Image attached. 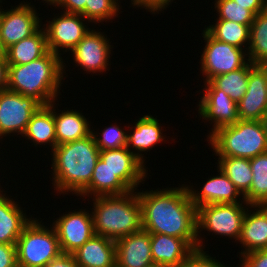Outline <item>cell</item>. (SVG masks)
<instances>
[{
	"label": "cell",
	"instance_id": "6da1fadb",
	"mask_svg": "<svg viewBox=\"0 0 267 267\" xmlns=\"http://www.w3.org/2000/svg\"><path fill=\"white\" fill-rule=\"evenodd\" d=\"M138 199L142 209V227L149 233L166 234L197 245V208L185 184L156 190H142Z\"/></svg>",
	"mask_w": 267,
	"mask_h": 267
},
{
	"label": "cell",
	"instance_id": "7a4b0ae2",
	"mask_svg": "<svg viewBox=\"0 0 267 267\" xmlns=\"http://www.w3.org/2000/svg\"><path fill=\"white\" fill-rule=\"evenodd\" d=\"M54 192L78 196L90 183L100 158L93 136L57 145L50 153Z\"/></svg>",
	"mask_w": 267,
	"mask_h": 267
},
{
	"label": "cell",
	"instance_id": "3957f363",
	"mask_svg": "<svg viewBox=\"0 0 267 267\" xmlns=\"http://www.w3.org/2000/svg\"><path fill=\"white\" fill-rule=\"evenodd\" d=\"M63 60L59 55L48 51L41 58L27 64L8 65L7 89L32 97L42 106L57 101L64 77L68 76L65 70L68 66Z\"/></svg>",
	"mask_w": 267,
	"mask_h": 267
},
{
	"label": "cell",
	"instance_id": "277c9868",
	"mask_svg": "<svg viewBox=\"0 0 267 267\" xmlns=\"http://www.w3.org/2000/svg\"><path fill=\"white\" fill-rule=\"evenodd\" d=\"M90 199L93 203L91 214L95 235L116 241L143 229L137 190L122 195L97 196Z\"/></svg>",
	"mask_w": 267,
	"mask_h": 267
},
{
	"label": "cell",
	"instance_id": "5b68a950",
	"mask_svg": "<svg viewBox=\"0 0 267 267\" xmlns=\"http://www.w3.org/2000/svg\"><path fill=\"white\" fill-rule=\"evenodd\" d=\"M206 140L217 157L251 159L267 152V135L260 121L238 120L217 129Z\"/></svg>",
	"mask_w": 267,
	"mask_h": 267
},
{
	"label": "cell",
	"instance_id": "8992f818",
	"mask_svg": "<svg viewBox=\"0 0 267 267\" xmlns=\"http://www.w3.org/2000/svg\"><path fill=\"white\" fill-rule=\"evenodd\" d=\"M15 245L18 267H46L62 254L55 229L37 218L24 227Z\"/></svg>",
	"mask_w": 267,
	"mask_h": 267
},
{
	"label": "cell",
	"instance_id": "52a82bcc",
	"mask_svg": "<svg viewBox=\"0 0 267 267\" xmlns=\"http://www.w3.org/2000/svg\"><path fill=\"white\" fill-rule=\"evenodd\" d=\"M247 203L208 204L197 208V245L199 250H206L201 233L239 240ZM204 231V232H202ZM228 237V238H227Z\"/></svg>",
	"mask_w": 267,
	"mask_h": 267
},
{
	"label": "cell",
	"instance_id": "ba28073f",
	"mask_svg": "<svg viewBox=\"0 0 267 267\" xmlns=\"http://www.w3.org/2000/svg\"><path fill=\"white\" fill-rule=\"evenodd\" d=\"M205 46L200 58V72L204 82L213 77L244 67L248 62L247 51L213 38L206 30L202 31Z\"/></svg>",
	"mask_w": 267,
	"mask_h": 267
},
{
	"label": "cell",
	"instance_id": "9c48e42d",
	"mask_svg": "<svg viewBox=\"0 0 267 267\" xmlns=\"http://www.w3.org/2000/svg\"><path fill=\"white\" fill-rule=\"evenodd\" d=\"M56 15L57 13L51 21L46 20L47 23L42 26L46 33L48 50L62 57L61 55L69 53L91 28L88 26L90 22L81 14L61 11Z\"/></svg>",
	"mask_w": 267,
	"mask_h": 267
},
{
	"label": "cell",
	"instance_id": "30bf717a",
	"mask_svg": "<svg viewBox=\"0 0 267 267\" xmlns=\"http://www.w3.org/2000/svg\"><path fill=\"white\" fill-rule=\"evenodd\" d=\"M42 105L32 97H25L9 89L0 92V143L3 138L22 136L32 115Z\"/></svg>",
	"mask_w": 267,
	"mask_h": 267
},
{
	"label": "cell",
	"instance_id": "8fae6325",
	"mask_svg": "<svg viewBox=\"0 0 267 267\" xmlns=\"http://www.w3.org/2000/svg\"><path fill=\"white\" fill-rule=\"evenodd\" d=\"M23 2L11 8L6 7L5 10L0 5V32L5 49L30 37L43 24V19L39 17L41 15L37 13L35 6L31 5V2Z\"/></svg>",
	"mask_w": 267,
	"mask_h": 267
},
{
	"label": "cell",
	"instance_id": "7c38bea8",
	"mask_svg": "<svg viewBox=\"0 0 267 267\" xmlns=\"http://www.w3.org/2000/svg\"><path fill=\"white\" fill-rule=\"evenodd\" d=\"M103 31L95 30L93 28L85 35V37L79 41V43L69 52L73 63L76 67L80 66V69L86 71V74L91 72L102 74L110 70L111 63L110 55H112V49L110 39ZM108 37V38H107Z\"/></svg>",
	"mask_w": 267,
	"mask_h": 267
},
{
	"label": "cell",
	"instance_id": "4fadbf2b",
	"mask_svg": "<svg viewBox=\"0 0 267 267\" xmlns=\"http://www.w3.org/2000/svg\"><path fill=\"white\" fill-rule=\"evenodd\" d=\"M203 91L199 92L203 95L199 100L198 118L203 119L204 123L209 122L212 125L207 138L217 129L232 125L238 119V107L229 95L223 90L217 89L210 81L203 82ZM204 93V94H203Z\"/></svg>",
	"mask_w": 267,
	"mask_h": 267
},
{
	"label": "cell",
	"instance_id": "5bb4252c",
	"mask_svg": "<svg viewBox=\"0 0 267 267\" xmlns=\"http://www.w3.org/2000/svg\"><path fill=\"white\" fill-rule=\"evenodd\" d=\"M55 219L51 225L58 236L62 254H72L95 235L92 214L86 208L66 211Z\"/></svg>",
	"mask_w": 267,
	"mask_h": 267
},
{
	"label": "cell",
	"instance_id": "9a60e30c",
	"mask_svg": "<svg viewBox=\"0 0 267 267\" xmlns=\"http://www.w3.org/2000/svg\"><path fill=\"white\" fill-rule=\"evenodd\" d=\"M237 107L239 120L259 121L267 111V65L249 70L247 91Z\"/></svg>",
	"mask_w": 267,
	"mask_h": 267
},
{
	"label": "cell",
	"instance_id": "2e32d148",
	"mask_svg": "<svg viewBox=\"0 0 267 267\" xmlns=\"http://www.w3.org/2000/svg\"><path fill=\"white\" fill-rule=\"evenodd\" d=\"M217 172L219 174L208 177L207 181L202 184L203 187L197 190L191 184L185 185L196 208L208 204L247 203L229 178L218 168Z\"/></svg>",
	"mask_w": 267,
	"mask_h": 267
},
{
	"label": "cell",
	"instance_id": "e0dca14e",
	"mask_svg": "<svg viewBox=\"0 0 267 267\" xmlns=\"http://www.w3.org/2000/svg\"><path fill=\"white\" fill-rule=\"evenodd\" d=\"M100 159L131 190H138L148 177L145 163L141 162L127 147L100 151ZM141 183V184H140Z\"/></svg>",
	"mask_w": 267,
	"mask_h": 267
},
{
	"label": "cell",
	"instance_id": "ac0fdd59",
	"mask_svg": "<svg viewBox=\"0 0 267 267\" xmlns=\"http://www.w3.org/2000/svg\"><path fill=\"white\" fill-rule=\"evenodd\" d=\"M134 125H127L128 128L127 137V149L132 152L141 162L146 163V157L144 154L153 150L155 145L162 142H166V135L163 134L164 128L159 120L153 117L151 114L143 115L139 117ZM132 128H131V127ZM163 128V129H162ZM165 139V140H164ZM132 148V149H131ZM144 153V154H142Z\"/></svg>",
	"mask_w": 267,
	"mask_h": 267
},
{
	"label": "cell",
	"instance_id": "d6986e66",
	"mask_svg": "<svg viewBox=\"0 0 267 267\" xmlns=\"http://www.w3.org/2000/svg\"><path fill=\"white\" fill-rule=\"evenodd\" d=\"M116 267H146L153 263L150 233L144 229L115 241Z\"/></svg>",
	"mask_w": 267,
	"mask_h": 267
},
{
	"label": "cell",
	"instance_id": "ffe728a7",
	"mask_svg": "<svg viewBox=\"0 0 267 267\" xmlns=\"http://www.w3.org/2000/svg\"><path fill=\"white\" fill-rule=\"evenodd\" d=\"M238 243L244 248L239 252V257L267 249V205H248Z\"/></svg>",
	"mask_w": 267,
	"mask_h": 267
},
{
	"label": "cell",
	"instance_id": "44dd1931",
	"mask_svg": "<svg viewBox=\"0 0 267 267\" xmlns=\"http://www.w3.org/2000/svg\"><path fill=\"white\" fill-rule=\"evenodd\" d=\"M2 188L0 183V243L16 244L24 227L32 220V215L31 218L28 217L24 213L25 207L22 208L19 202L11 198L12 195H7L8 191Z\"/></svg>",
	"mask_w": 267,
	"mask_h": 267
},
{
	"label": "cell",
	"instance_id": "7402d4cb",
	"mask_svg": "<svg viewBox=\"0 0 267 267\" xmlns=\"http://www.w3.org/2000/svg\"><path fill=\"white\" fill-rule=\"evenodd\" d=\"M153 263L178 267L195 249L184 239L166 234L150 233Z\"/></svg>",
	"mask_w": 267,
	"mask_h": 267
},
{
	"label": "cell",
	"instance_id": "603a6c76",
	"mask_svg": "<svg viewBox=\"0 0 267 267\" xmlns=\"http://www.w3.org/2000/svg\"><path fill=\"white\" fill-rule=\"evenodd\" d=\"M79 267H116L115 241L94 235L72 253Z\"/></svg>",
	"mask_w": 267,
	"mask_h": 267
},
{
	"label": "cell",
	"instance_id": "cb8c5ba5",
	"mask_svg": "<svg viewBox=\"0 0 267 267\" xmlns=\"http://www.w3.org/2000/svg\"><path fill=\"white\" fill-rule=\"evenodd\" d=\"M53 102V116L56 128V146L85 138L91 134V121L83 115L82 111L69 109L59 110V105ZM61 111V112H60Z\"/></svg>",
	"mask_w": 267,
	"mask_h": 267
},
{
	"label": "cell",
	"instance_id": "d4e9b609",
	"mask_svg": "<svg viewBox=\"0 0 267 267\" xmlns=\"http://www.w3.org/2000/svg\"><path fill=\"white\" fill-rule=\"evenodd\" d=\"M21 137L29 140L34 147H50L51 152L56 147V128L53 116V102L41 106L31 117L26 130ZM41 145V146H40Z\"/></svg>",
	"mask_w": 267,
	"mask_h": 267
},
{
	"label": "cell",
	"instance_id": "484cf974",
	"mask_svg": "<svg viewBox=\"0 0 267 267\" xmlns=\"http://www.w3.org/2000/svg\"><path fill=\"white\" fill-rule=\"evenodd\" d=\"M130 191L131 189L99 158L89 185L77 197L89 200L92 196L122 195Z\"/></svg>",
	"mask_w": 267,
	"mask_h": 267
},
{
	"label": "cell",
	"instance_id": "4316f807",
	"mask_svg": "<svg viewBox=\"0 0 267 267\" xmlns=\"http://www.w3.org/2000/svg\"><path fill=\"white\" fill-rule=\"evenodd\" d=\"M48 51L46 33L41 26L30 37L8 47L5 58L8 65H23L41 58Z\"/></svg>",
	"mask_w": 267,
	"mask_h": 267
},
{
	"label": "cell",
	"instance_id": "83f0119b",
	"mask_svg": "<svg viewBox=\"0 0 267 267\" xmlns=\"http://www.w3.org/2000/svg\"><path fill=\"white\" fill-rule=\"evenodd\" d=\"M217 167L235 185L242 197L249 191L253 179L248 158L218 157Z\"/></svg>",
	"mask_w": 267,
	"mask_h": 267
},
{
	"label": "cell",
	"instance_id": "f1b7e54d",
	"mask_svg": "<svg viewBox=\"0 0 267 267\" xmlns=\"http://www.w3.org/2000/svg\"><path fill=\"white\" fill-rule=\"evenodd\" d=\"M214 22L207 27L205 25L204 28L213 38L237 48L248 50L251 25L238 24L227 20H215Z\"/></svg>",
	"mask_w": 267,
	"mask_h": 267
},
{
	"label": "cell",
	"instance_id": "f546056e",
	"mask_svg": "<svg viewBox=\"0 0 267 267\" xmlns=\"http://www.w3.org/2000/svg\"><path fill=\"white\" fill-rule=\"evenodd\" d=\"M247 55L254 65H267V8L255 15L250 26Z\"/></svg>",
	"mask_w": 267,
	"mask_h": 267
},
{
	"label": "cell",
	"instance_id": "4dcf8cb0",
	"mask_svg": "<svg viewBox=\"0 0 267 267\" xmlns=\"http://www.w3.org/2000/svg\"><path fill=\"white\" fill-rule=\"evenodd\" d=\"M253 179L243 196L248 205H267V152L249 159Z\"/></svg>",
	"mask_w": 267,
	"mask_h": 267
},
{
	"label": "cell",
	"instance_id": "1f68e13d",
	"mask_svg": "<svg viewBox=\"0 0 267 267\" xmlns=\"http://www.w3.org/2000/svg\"><path fill=\"white\" fill-rule=\"evenodd\" d=\"M254 66L250 61L242 68L213 77L210 82L223 90L231 99L238 103L247 91L249 70Z\"/></svg>",
	"mask_w": 267,
	"mask_h": 267
},
{
	"label": "cell",
	"instance_id": "d6a6232c",
	"mask_svg": "<svg viewBox=\"0 0 267 267\" xmlns=\"http://www.w3.org/2000/svg\"><path fill=\"white\" fill-rule=\"evenodd\" d=\"M84 18L87 19L92 25L97 23L104 24L103 22H113L121 13L120 0H85Z\"/></svg>",
	"mask_w": 267,
	"mask_h": 267
},
{
	"label": "cell",
	"instance_id": "836d02e7",
	"mask_svg": "<svg viewBox=\"0 0 267 267\" xmlns=\"http://www.w3.org/2000/svg\"><path fill=\"white\" fill-rule=\"evenodd\" d=\"M124 127L111 124L109 127H105L103 130H100L101 133L94 131L93 126L91 129V135L94 138V141L99 148V151L102 150H113L120 149L127 146V137L128 131Z\"/></svg>",
	"mask_w": 267,
	"mask_h": 267
},
{
	"label": "cell",
	"instance_id": "e575fe53",
	"mask_svg": "<svg viewBox=\"0 0 267 267\" xmlns=\"http://www.w3.org/2000/svg\"><path fill=\"white\" fill-rule=\"evenodd\" d=\"M215 13L218 15L214 20L233 21L238 24L251 25L255 19V14L243 6L237 4L234 0H215Z\"/></svg>",
	"mask_w": 267,
	"mask_h": 267
},
{
	"label": "cell",
	"instance_id": "d590c367",
	"mask_svg": "<svg viewBox=\"0 0 267 267\" xmlns=\"http://www.w3.org/2000/svg\"><path fill=\"white\" fill-rule=\"evenodd\" d=\"M209 251L196 249L185 261L178 267H232L221 263L216 257H212ZM234 267V266H233Z\"/></svg>",
	"mask_w": 267,
	"mask_h": 267
},
{
	"label": "cell",
	"instance_id": "8d00e7d4",
	"mask_svg": "<svg viewBox=\"0 0 267 267\" xmlns=\"http://www.w3.org/2000/svg\"><path fill=\"white\" fill-rule=\"evenodd\" d=\"M238 258L241 262L238 267H267V249L256 250Z\"/></svg>",
	"mask_w": 267,
	"mask_h": 267
},
{
	"label": "cell",
	"instance_id": "74e56055",
	"mask_svg": "<svg viewBox=\"0 0 267 267\" xmlns=\"http://www.w3.org/2000/svg\"><path fill=\"white\" fill-rule=\"evenodd\" d=\"M173 1L175 0H131L130 7L145 9L148 12H152V14L156 15L157 13L160 14L161 11L167 9ZM160 11V13H159Z\"/></svg>",
	"mask_w": 267,
	"mask_h": 267
},
{
	"label": "cell",
	"instance_id": "f35d334b",
	"mask_svg": "<svg viewBox=\"0 0 267 267\" xmlns=\"http://www.w3.org/2000/svg\"><path fill=\"white\" fill-rule=\"evenodd\" d=\"M85 0H55L51 5L65 13L81 14L84 17Z\"/></svg>",
	"mask_w": 267,
	"mask_h": 267
},
{
	"label": "cell",
	"instance_id": "ab89813d",
	"mask_svg": "<svg viewBox=\"0 0 267 267\" xmlns=\"http://www.w3.org/2000/svg\"><path fill=\"white\" fill-rule=\"evenodd\" d=\"M0 267H18L15 244L0 243Z\"/></svg>",
	"mask_w": 267,
	"mask_h": 267
},
{
	"label": "cell",
	"instance_id": "60d3db41",
	"mask_svg": "<svg viewBox=\"0 0 267 267\" xmlns=\"http://www.w3.org/2000/svg\"><path fill=\"white\" fill-rule=\"evenodd\" d=\"M237 4L251 10L255 15L267 8V0H234Z\"/></svg>",
	"mask_w": 267,
	"mask_h": 267
},
{
	"label": "cell",
	"instance_id": "b9f144b4",
	"mask_svg": "<svg viewBox=\"0 0 267 267\" xmlns=\"http://www.w3.org/2000/svg\"><path fill=\"white\" fill-rule=\"evenodd\" d=\"M46 267H79L72 254H61L52 260Z\"/></svg>",
	"mask_w": 267,
	"mask_h": 267
},
{
	"label": "cell",
	"instance_id": "7bdbcfd3",
	"mask_svg": "<svg viewBox=\"0 0 267 267\" xmlns=\"http://www.w3.org/2000/svg\"><path fill=\"white\" fill-rule=\"evenodd\" d=\"M8 87V63L5 57H0V92Z\"/></svg>",
	"mask_w": 267,
	"mask_h": 267
},
{
	"label": "cell",
	"instance_id": "ee69618b",
	"mask_svg": "<svg viewBox=\"0 0 267 267\" xmlns=\"http://www.w3.org/2000/svg\"><path fill=\"white\" fill-rule=\"evenodd\" d=\"M259 121L264 129V132L267 135V111L263 114V116L261 117Z\"/></svg>",
	"mask_w": 267,
	"mask_h": 267
},
{
	"label": "cell",
	"instance_id": "f6af8a7d",
	"mask_svg": "<svg viewBox=\"0 0 267 267\" xmlns=\"http://www.w3.org/2000/svg\"><path fill=\"white\" fill-rule=\"evenodd\" d=\"M6 49L3 46L2 39H1V32H0V57H5Z\"/></svg>",
	"mask_w": 267,
	"mask_h": 267
},
{
	"label": "cell",
	"instance_id": "bcb514c9",
	"mask_svg": "<svg viewBox=\"0 0 267 267\" xmlns=\"http://www.w3.org/2000/svg\"><path fill=\"white\" fill-rule=\"evenodd\" d=\"M44 4L47 3L49 6L52 5L55 0H41ZM45 1V2H44Z\"/></svg>",
	"mask_w": 267,
	"mask_h": 267
},
{
	"label": "cell",
	"instance_id": "7dc6e473",
	"mask_svg": "<svg viewBox=\"0 0 267 267\" xmlns=\"http://www.w3.org/2000/svg\"><path fill=\"white\" fill-rule=\"evenodd\" d=\"M146 267H164V266L159 265V264L152 263L151 265H148Z\"/></svg>",
	"mask_w": 267,
	"mask_h": 267
}]
</instances>
